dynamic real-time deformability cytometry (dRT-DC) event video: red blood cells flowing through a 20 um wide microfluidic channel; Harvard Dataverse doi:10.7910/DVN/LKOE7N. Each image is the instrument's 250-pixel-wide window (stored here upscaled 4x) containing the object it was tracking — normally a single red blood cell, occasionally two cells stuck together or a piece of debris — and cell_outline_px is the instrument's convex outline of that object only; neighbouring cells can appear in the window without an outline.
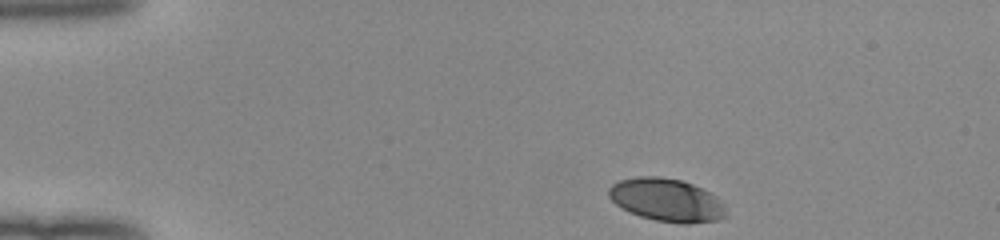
{"species": "human", "species_latin": "Homo sapiens", "temperature_condition": "room temperature", "stored_images_in_passage": 44, "camera_frame_rate_fps": 3000, "um_per_image_px": 0.085, "donor": {"sex": "female"}, "frame": {"image": 1, "passage_image": 1, "time_ms": 0.0, "image_size_px": [1000, 240], "cell_outline_px": [[728, 216], [720, 220], [688, 224], [680, 224], [656, 220], [640, 216], [616, 204], [608, 196], [608, 188], [612, 184], [620, 180], [640, 176], [660, 176], [680, 180], [692, 184], [716, 196], [720, 200]], "centroid_in_image_um": [56.68, 17.01], "position_along_channel_um": 28.3, "area_um2": 29.3}}
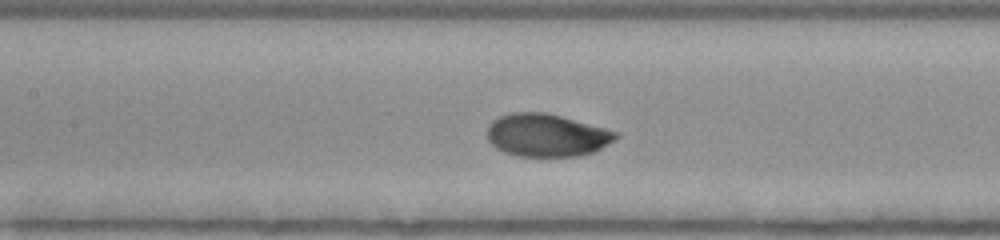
{"frame": {"image": 2, "passage_image": 17, "time_ms": 5.333, "image_size_px": [1000, 240], "cell_outline_px": [[620, 136], [596, 152], [576, 156], [516, 156], [504, 152], [496, 148], [488, 140], [488, 124], [492, 120], [500, 116], [512, 112], [544, 112], [560, 116], [620, 132]], "centroid_in_image_um": [46.47, 11.5], "position_along_channel_um": 160.9, "area_um2": 32.14}}
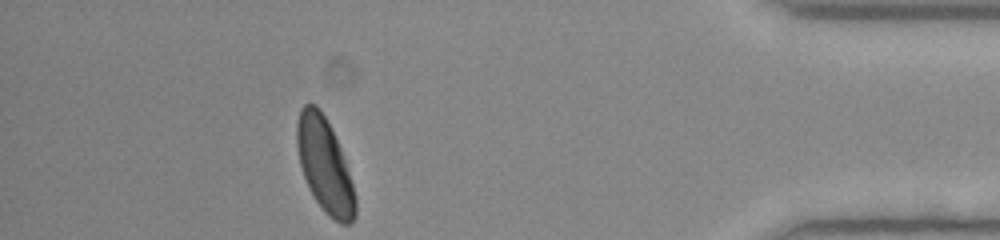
{"frame": {"image": 3, "passage_image": 39, "time_ms": 12.667, "image_size_px": [1000, 240], "cell_outline_px": [[356, 216], [352, 224], [340, 224], [328, 216], [324, 212], [316, 200], [304, 176], [300, 164], [296, 144], [296, 124], [300, 108], [304, 104], [316, 104], [320, 108], [340, 148], [356, 196]], "centroid_in_image_um": [27.59, 14.07], "position_along_channel_um": 407.6, "area_um2": 31.73}, "authors_computed_cell_mechanics": {"area_um2": 31.9056, "velocity_mm_per_s": 3.9683, "shape_relaxation_time_tau1_ms": 3.6519, "shape_relaxation_time_tau2_ms": null, "deformation_change_tau1": 0.1639, "deformation_change_tau2": null}}